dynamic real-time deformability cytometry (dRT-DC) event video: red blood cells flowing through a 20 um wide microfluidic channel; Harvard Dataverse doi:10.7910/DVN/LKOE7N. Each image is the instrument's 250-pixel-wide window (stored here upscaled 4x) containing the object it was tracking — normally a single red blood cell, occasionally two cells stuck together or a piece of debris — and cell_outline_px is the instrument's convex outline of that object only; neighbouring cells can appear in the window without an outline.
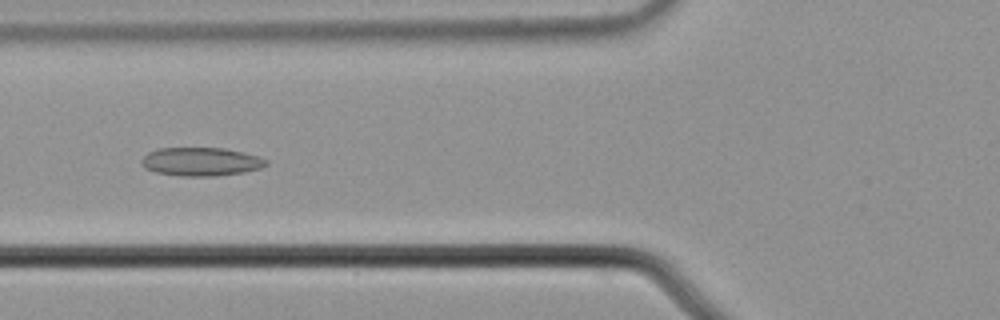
{"species": "common noctule bat (a hibernating species)", "species_latin": "Nyctalus noctula", "temperature_condition": "cold", "stored_images_in_passage": 37, "camera_frame_rate_fps": 3000, "um_per_image_px": 0.085, "animal": {"sex": "male", "body_mass_g": 21.5, "forearm_length_mm": 52.0}, "frame": {"image": 1, "passage_image": 9, "time_ms": 2.667, "image_size_px": [1000, 320], "cell_outline_px": [[268, 164], [260, 168], [244, 172], [216, 176], [180, 176], [156, 172], [144, 168], [140, 160], [148, 152], [160, 148], [224, 148], [244, 152], [268, 160]], "centroid_in_image_um": [17.07, 13.74], "position_along_channel_um": 108.7, "area_um2": 20.69}}
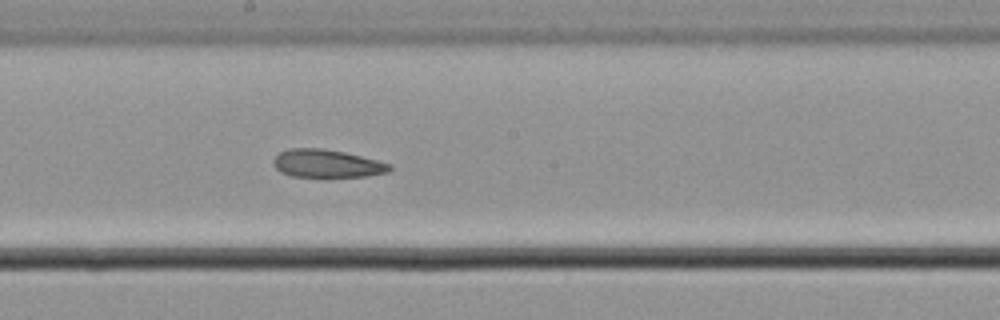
{"frame": {"image": 2, "passage_image": 18, "time_ms": 5.667, "image_size_px": [1000, 320], "cell_outline_px": [[392, 168], [388, 172], [368, 176], [324, 180], [320, 180], [292, 176], [280, 172], [276, 168], [272, 160], [280, 152], [288, 148], [320, 148], [344, 152], [392, 164]], "centroid_in_image_um": [27.78, 13.96], "position_along_channel_um": 220.4, "area_um2": 19.88}}
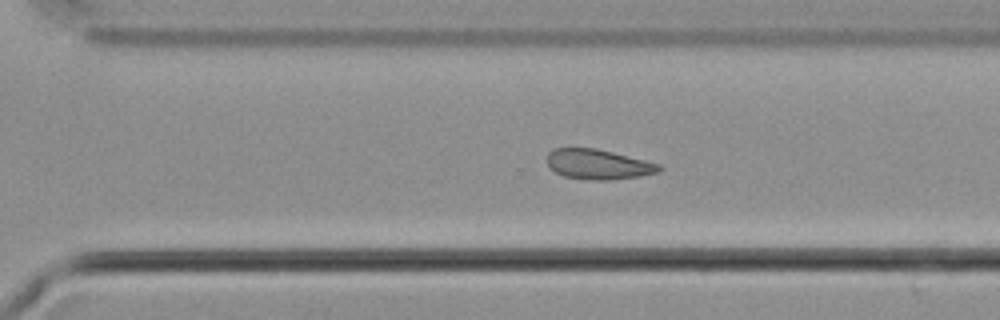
{"frame": {"image": 3, "passage_image": 26, "time_ms": 8.333, "image_size_px": [1000, 320], "cell_outline_px": [[664, 168], [656, 172], [640, 176], [608, 180], [584, 180], [564, 176], [548, 168], [548, 152], [552, 148], [596, 148], [660, 164]], "centroid_in_image_um": [50.81, 13.97], "position_along_channel_um": 319.8, "area_um2": 19.59}, "authors_computed_cell_mechanics": {"area_um2": 20.4034, "velocity_mm_per_s": 3.7211, "shape_relaxation_time_tau1_ms": null, "shape_relaxation_time_tau2_ms": 3.3039, "deformation_change_tau1": null, "deformation_change_tau2": 0.0692}}